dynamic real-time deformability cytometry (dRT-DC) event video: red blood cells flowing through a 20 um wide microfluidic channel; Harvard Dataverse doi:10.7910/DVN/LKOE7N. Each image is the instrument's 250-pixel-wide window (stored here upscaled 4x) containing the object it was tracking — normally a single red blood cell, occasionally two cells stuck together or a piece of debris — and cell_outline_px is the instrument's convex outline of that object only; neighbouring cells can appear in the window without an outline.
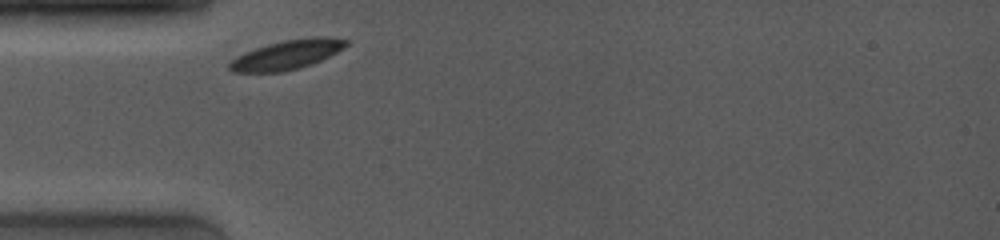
{"species": "common noctule bat (a hibernating species)", "species_latin": "Nyctalus noctula", "temperature_condition": "room temperature", "stored_images_in_passage": 6, "camera_frame_rate_fps": 4000, "um_per_image_px": 0.085, "animal": {"sex": "female", "body_mass_g": 19.0, "forearm_length_mm": 53.3}, "frame": {"image": 1, "passage_image": 1, "time_ms": 0.0, "image_size_px": [1000, 240], "cell_outline_px": [[348, 44], [344, 48], [320, 60], [300, 68], [280, 72], [232, 72], [228, 68], [228, 64], [236, 56], [244, 52], [268, 44], [284, 40], [312, 36], [328, 36], [348, 40]], "centroid_in_image_um": [24.39, 4.64], "position_along_channel_um": 60.6, "area_um2": 19.94}}
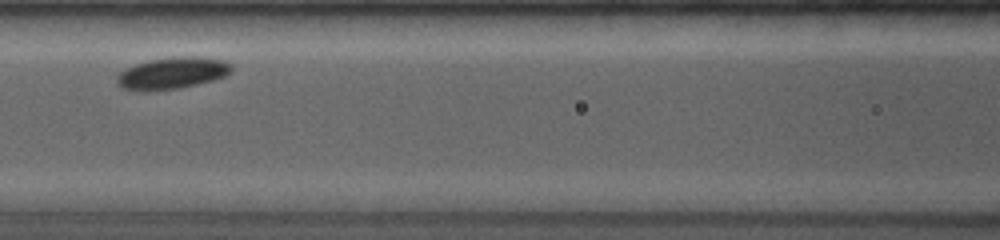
{"frame": {"image": 2, "passage_image": 5, "time_ms": 2.5, "image_size_px": [1000, 240], "cell_outline_px": [[232, 72], [224, 76], [212, 80], [180, 88], [148, 92], [140, 92], [124, 88], [116, 84], [116, 76], [124, 68], [148, 60], [172, 56], [196, 56], [224, 60], [232, 64]], "centroid_in_image_um": [14.6, 6.22], "position_along_channel_um": 152.0, "area_um2": 21.62}}